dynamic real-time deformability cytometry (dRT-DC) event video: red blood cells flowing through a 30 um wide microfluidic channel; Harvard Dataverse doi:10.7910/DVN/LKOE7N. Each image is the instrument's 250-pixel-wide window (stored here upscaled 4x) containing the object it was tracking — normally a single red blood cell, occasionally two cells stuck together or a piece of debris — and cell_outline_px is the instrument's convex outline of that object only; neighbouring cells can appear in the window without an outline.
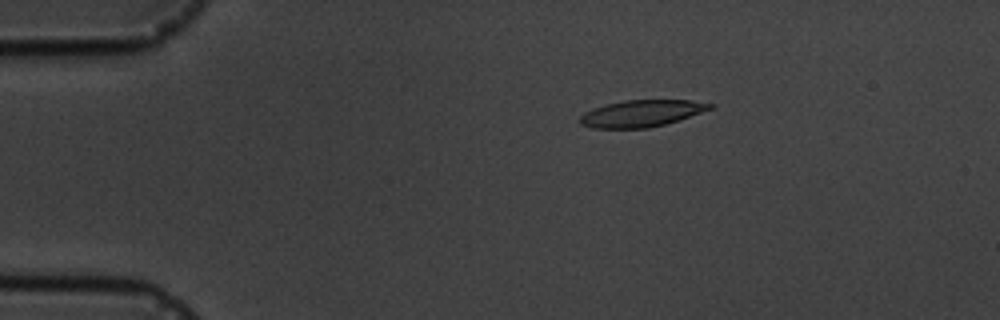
{"species": "common noctule bat (a hibernating species)", "species_latin": "Nyctalus noctula", "temperature_condition": "cold", "stored_images_in_passage": 6, "camera_frame_rate_fps": 3000, "um_per_image_px": 0.085, "animal": {"sex": "male", "body_mass_g": 19.5, "forearm_length_mm": 54.6}, "frame": {"image": 1, "passage_image": 3, "time_ms": 3.0, "image_size_px": [1000, 320], "cell_outline_px": [[716, 108], [680, 120], [648, 128], [592, 128], [580, 124], [580, 116], [584, 112], [592, 108], [604, 104], [624, 100], [692, 100], [716, 104]], "centroid_in_image_um": [54.58, 9.63], "position_along_channel_um": 30.4, "area_um2": 20.63}}
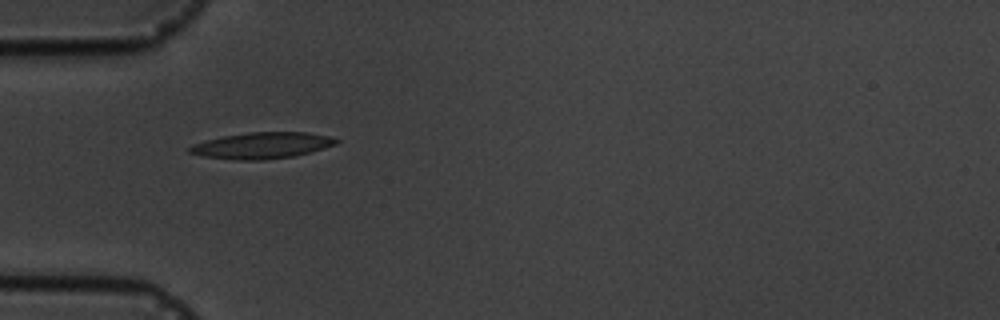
{"frame": {"image": 2, "passage_image": 5, "time_ms": 5.333, "image_size_px": [1000, 320], "cell_outline_px": [[340, 140], [336, 144], [324, 148], [296, 156], [264, 160], [240, 160], [204, 156], [188, 152], [188, 148], [192, 144], [224, 136], [248, 132], [308, 132], [328, 136]], "centroid_in_image_um": [22.29, 12.36], "position_along_channel_um": 62.7, "area_um2": 22.31}}
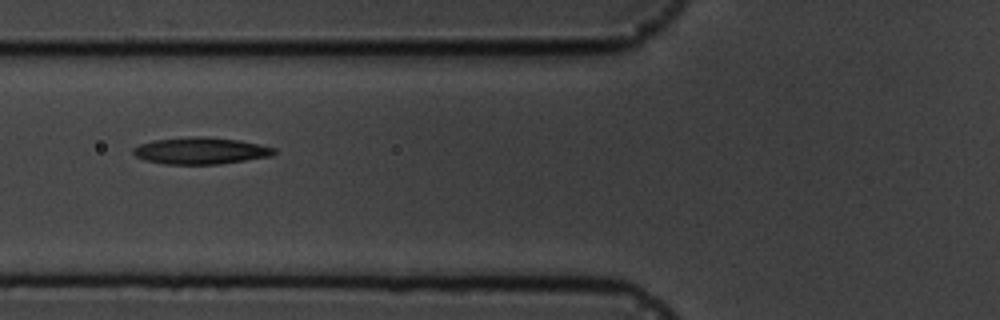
{"frame": {"image": 3, "passage_image": 6, "time_ms": 6.667, "image_size_px": [1000, 320], "cell_outline_px": [[276, 152], [272, 156], [220, 164], [164, 164], [144, 160], [136, 156], [132, 152], [132, 148], [140, 144], [152, 140], [188, 136], [200, 136], [240, 140], [276, 148]], "centroid_in_image_um": [17.04, 12.81], "position_along_channel_um": 108.8, "area_um2": 22.14}}